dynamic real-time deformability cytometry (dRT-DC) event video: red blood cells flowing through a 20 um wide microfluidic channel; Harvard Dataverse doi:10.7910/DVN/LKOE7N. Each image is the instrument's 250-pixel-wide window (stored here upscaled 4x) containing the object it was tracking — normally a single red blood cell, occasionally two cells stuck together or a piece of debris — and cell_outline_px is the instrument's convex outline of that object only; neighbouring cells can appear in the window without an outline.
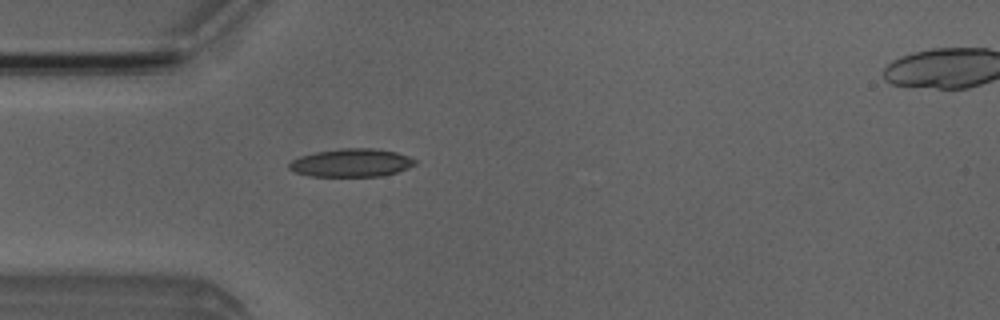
{"species": "Egyptian fruit bat (a non-hibernating species)", "species_latin": "Rousettus aegyptiacus", "temperature_condition": "room temperature", "stored_images_in_passage": 47, "camera_frame_rate_fps": 3000, "um_per_image_px": 0.085, "animal": {"sex": "male"}, "frame": {"image": 1, "passage_image": 11, "time_ms": 3.333, "image_size_px": [1000, 320], "cell_outline_px": [[416, 164], [408, 168], [384, 176], [308, 176], [296, 172], [288, 168], [288, 164], [292, 160], [300, 156], [316, 152], [340, 148], [376, 148], [396, 152], [408, 156], [416, 160]], "centroid_in_image_um": [29.87, 13.83], "position_along_channel_um": 55.1, "area_um2": 20.69}}
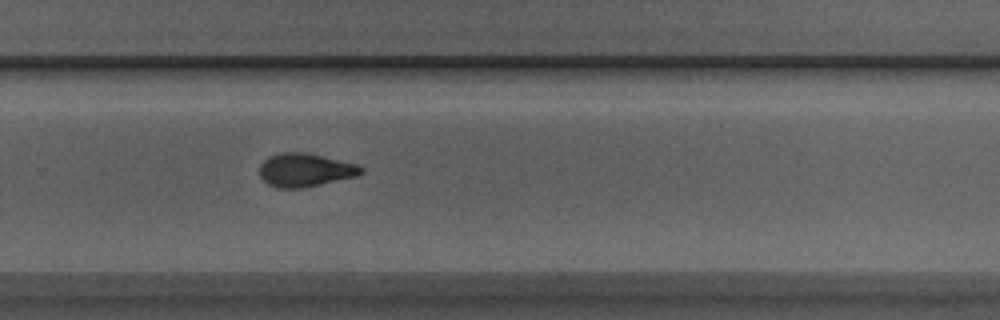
{"frame": {"image": 2, "passage_image": 30, "time_ms": 9.667, "image_size_px": [1000, 320], "cell_outline_px": [[364, 172], [356, 176], [304, 188], [276, 188], [268, 184], [260, 176], [260, 164], [268, 156], [280, 152], [308, 152], [356, 164], [364, 168]], "centroid_in_image_um": [25.92, 14.44], "position_along_channel_um": 303.9, "area_um2": 19.88}}
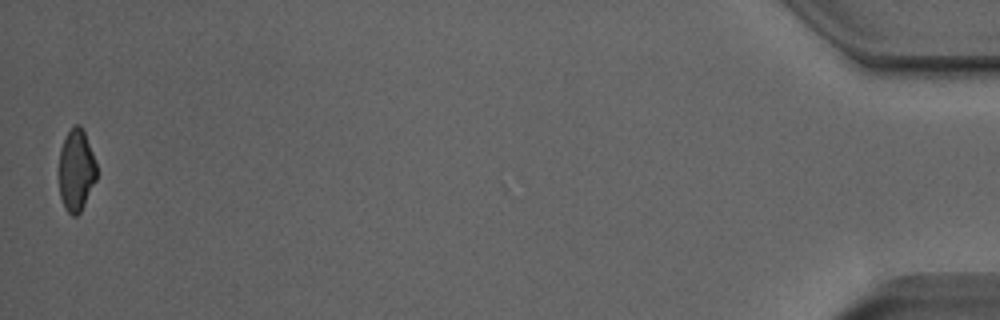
{"frame": {"image": 3, "passage_image": 47, "time_ms": 15.333, "image_size_px": [1000, 320], "cell_outline_px": [[96, 180], [80, 212], [76, 216], [72, 216], [64, 208], [60, 196], [60, 148], [68, 132], [76, 124], [80, 124], [84, 132], [92, 152], [96, 164]], "centroid_in_image_um": [6.48, 14.49], "position_along_channel_um": 428.7, "area_um2": 17.63}, "authors_computed_cell_mechanics": {"area_um2": 19.5942, "velocity_mm_per_s": 4.0006, "shape_relaxation_time_tau1_ms": 10.2177, "shape_relaxation_time_tau2_ms": 2.9812, "deformation_change_tau1": 0.2475, "deformation_change_tau2": 0.0914}}